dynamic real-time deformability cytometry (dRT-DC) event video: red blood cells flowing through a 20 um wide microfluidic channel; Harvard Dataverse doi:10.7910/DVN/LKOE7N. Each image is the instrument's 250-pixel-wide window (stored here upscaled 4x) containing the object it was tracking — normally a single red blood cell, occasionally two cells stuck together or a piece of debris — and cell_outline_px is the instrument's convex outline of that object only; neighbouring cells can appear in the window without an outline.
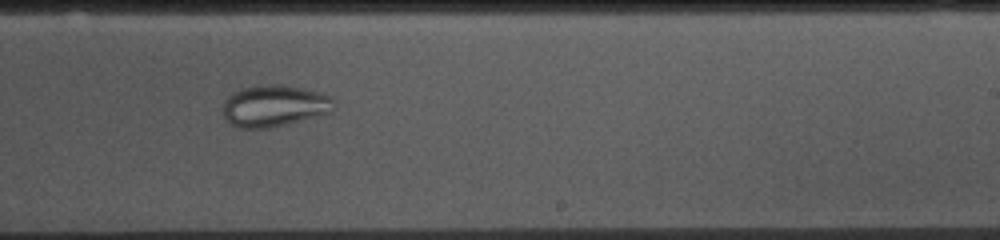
{"species": "common noctule bat (a hibernating species)", "species_latin": "Nyctalus noctula", "temperature_condition": "cold", "stored_images_in_passage": 50, "camera_frame_rate_fps": 3000, "um_per_image_px": 0.085, "animal": {"sex": "female", "body_mass_g": 10.0, "forearm_length_mm": 53.1}, "frame": {"image": 1, "passage_image": 28, "time_ms": 9.0, "image_size_px": [1000, 240], "cell_outline_px": [[336, 104], [332, 112], [272, 128], [240, 128], [232, 124], [224, 116], [224, 100], [232, 92], [256, 84], [276, 84], [300, 88], [320, 92], [332, 96], [336, 100]], "centroid_in_image_um": [23.36, 8.99], "position_along_channel_um": 265.6, "area_um2": 27.11}}
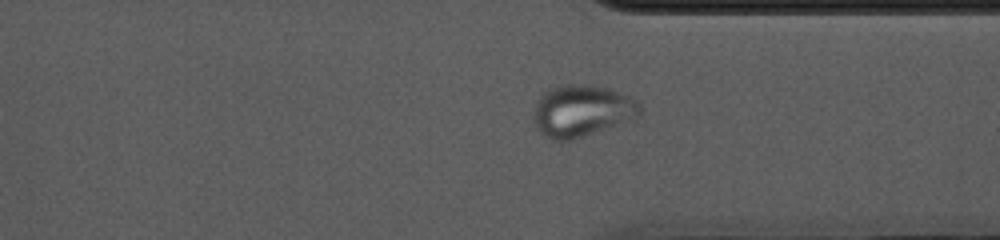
{"frame": {"image": 2, "passage_image": 36, "time_ms": 11.667, "image_size_px": [1000, 240], "cell_outline_px": [[640, 116], [636, 120], [572, 140], [552, 140], [544, 136], [536, 128], [532, 120], [532, 112], [536, 100], [544, 92], [552, 88], [564, 84], [584, 84], [608, 88], [632, 96], [640, 104]], "centroid_in_image_um": [49.47, 9.43], "position_along_channel_um": 361.9, "area_um2": 32.89}}
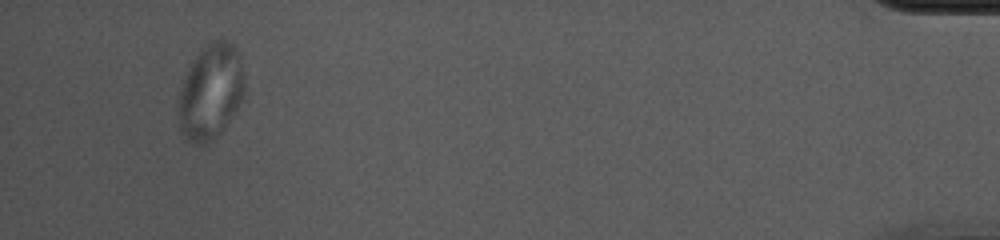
{"frame": {"image": 3, "passage_image": 47, "time_ms": 15.333, "image_size_px": [1000, 240], "cell_outline_px": [[244, 100], [220, 132], [208, 144], [196, 144], [188, 140], [180, 132], [176, 116], [180, 92], [184, 80], [192, 60], [200, 48], [212, 40], [232, 40], [236, 44], [240, 52], [244, 76]], "centroid_in_image_um": [17.92, 7.77], "position_along_channel_um": 417.3, "area_um2": 37.51}}